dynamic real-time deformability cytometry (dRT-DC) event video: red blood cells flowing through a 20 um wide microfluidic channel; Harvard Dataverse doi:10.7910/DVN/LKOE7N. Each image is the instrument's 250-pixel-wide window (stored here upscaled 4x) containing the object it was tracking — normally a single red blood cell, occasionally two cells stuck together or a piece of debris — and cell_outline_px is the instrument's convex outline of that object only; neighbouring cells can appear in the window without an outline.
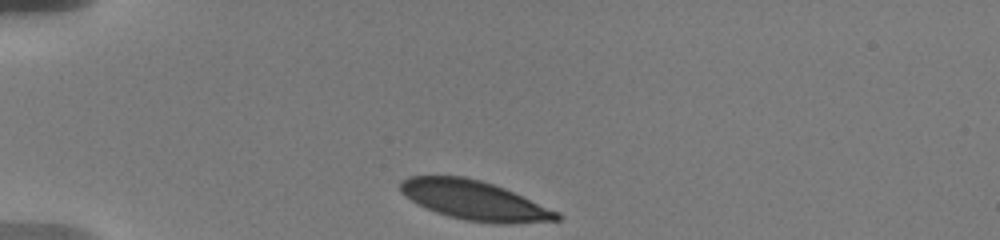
{"species": "human", "species_latin": "Homo sapiens", "temperature_condition": "warm", "stored_images_in_passage": 42, "camera_frame_rate_fps": 3000, "um_per_image_px": 0.085, "donor": {"sex": "male"}, "frame": {"image": 1, "passage_image": 1, "time_ms": 0.0, "image_size_px": [1000, 240], "cell_outline_px": [[560, 220], [508, 224], [504, 224], [464, 220], [436, 212], [412, 200], [400, 188], [400, 180], [408, 176], [464, 176], [480, 180], [504, 188], [560, 212]], "centroid_in_image_um": [40.37, 17.03], "position_along_channel_um": 44.6, "area_um2": 35.37}}
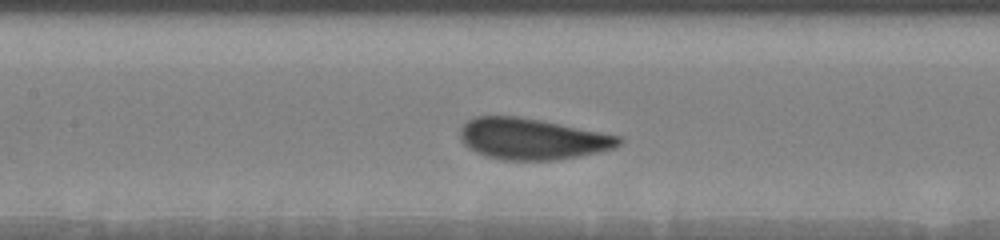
{"frame": {"image": 2, "passage_image": 18, "time_ms": 4.333, "image_size_px": [1000, 240], "cell_outline_px": [[624, 140], [620, 144], [612, 148], [596, 152], [576, 156], [552, 160], [504, 160], [488, 156], [476, 152], [468, 148], [460, 140], [460, 128], [468, 120], [476, 116], [520, 116], [620, 136]], "centroid_in_image_um": [45.18, 11.8], "position_along_channel_um": 162.2, "area_um2": 37.74}}
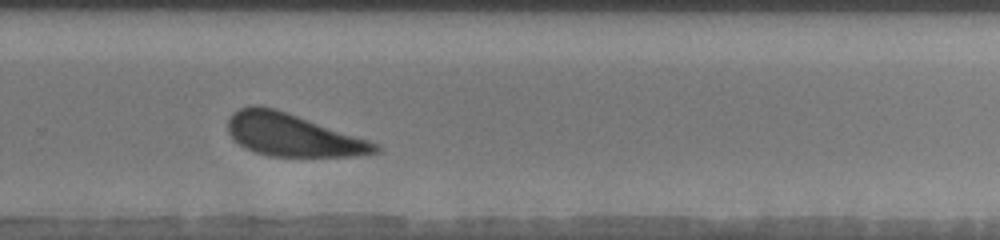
{"frame": {"image": 3, "passage_image": 27, "time_ms": 8.333, "image_size_px": [1000, 240], "cell_outline_px": [[384, 148], [380, 152], [356, 156], [272, 156], [256, 152], [244, 148], [228, 132], [228, 120], [232, 112], [240, 108], [252, 104], [260, 104], [380, 144]], "centroid_in_image_um": [24.87, 11.48], "position_along_channel_um": 304.9, "area_um2": 36.07}, "authors_computed_cell_mechanics": {"area_um2": 37.7723, "velocity_mm_per_s": 3.5829, "shape_relaxation_time_tau1_ms": 2.1654, "shape_relaxation_time_tau2_ms": null, "deformation_change_tau1": 0.1028, "deformation_change_tau2": null}}